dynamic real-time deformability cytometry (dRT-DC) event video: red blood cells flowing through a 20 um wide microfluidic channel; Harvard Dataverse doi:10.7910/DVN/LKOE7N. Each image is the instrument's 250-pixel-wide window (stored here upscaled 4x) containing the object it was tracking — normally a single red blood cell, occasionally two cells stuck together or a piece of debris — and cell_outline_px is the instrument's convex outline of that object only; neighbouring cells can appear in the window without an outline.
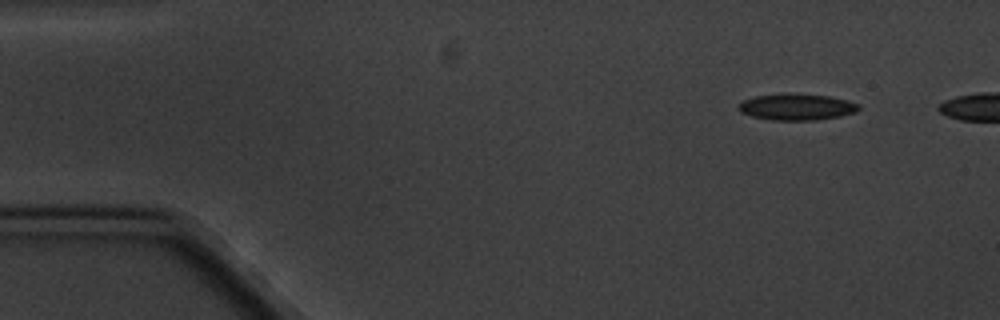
{"species": "common noctule bat (a hibernating species)", "species_latin": "Nyctalus noctula", "temperature_condition": "cold", "stored_images_in_passage": 5, "camera_frame_rate_fps": 3000, "um_per_image_px": 0.085, "animal": {"sex": "male", "body_mass_g": 20.1, "forearm_length_mm": 53.5}, "frame": {"image": 1, "passage_image": 1, "time_ms": 0.0, "image_size_px": [1000, 320], "cell_outline_px": [[860, 108], [856, 112], [840, 116], [816, 120], [772, 120], [752, 116], [740, 112], [740, 104], [744, 100], [756, 96], [784, 92], [788, 92], [828, 96], [848, 100], [860, 104]], "centroid_in_image_um": [67.75, 9.07], "position_along_channel_um": 17.2, "area_um2": 18.61}}